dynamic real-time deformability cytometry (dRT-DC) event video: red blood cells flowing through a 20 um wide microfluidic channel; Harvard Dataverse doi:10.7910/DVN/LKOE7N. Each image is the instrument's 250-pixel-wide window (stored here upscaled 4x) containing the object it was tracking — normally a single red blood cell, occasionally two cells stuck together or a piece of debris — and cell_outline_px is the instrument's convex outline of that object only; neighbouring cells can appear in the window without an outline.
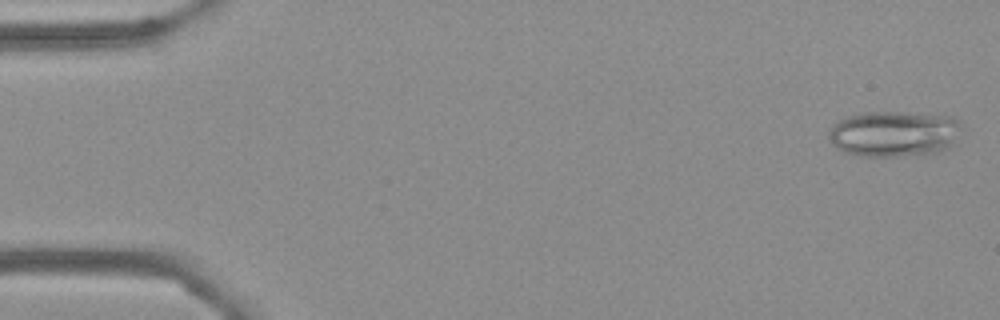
{"species": "Egyptian fruit bat (a non-hibernating species)", "species_latin": "Rousettus aegyptiacus", "temperature_condition": "cold", "stored_images_in_passage": 43, "camera_frame_rate_fps": 3000, "um_per_image_px": 0.085, "frame": {"image": 1, "passage_image": 2, "time_ms": 0.333, "image_size_px": [1000, 320], "cell_outline_px": [[968, 128], [948, 148], [924, 156], [864, 156], [844, 152], [832, 144], [828, 140], [828, 128], [840, 120], [848, 116], [860, 112], [904, 112], [956, 116]], "centroid_in_image_um": [76.1, 11.36], "position_along_channel_um": 8.9, "area_um2": 36.65}}
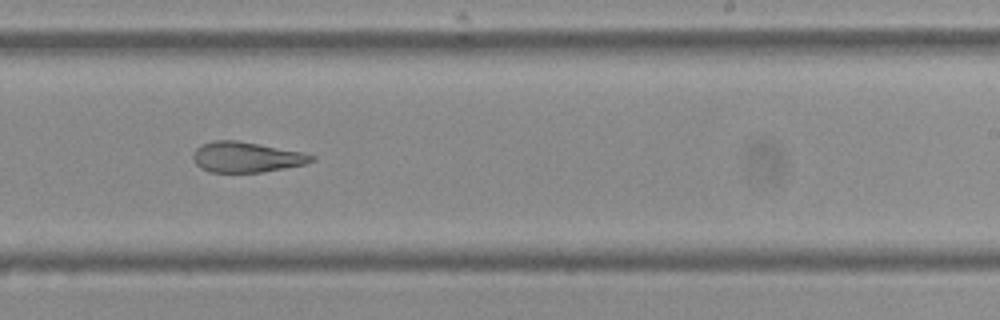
{"frame": {"image": 2, "passage_image": 22, "time_ms": 7.0, "image_size_px": [1000, 320], "cell_outline_px": [[316, 160], [304, 164], [260, 172], [208, 172], [200, 168], [196, 164], [192, 156], [192, 152], [200, 144], [212, 140], [236, 140], [260, 144], [304, 152], [316, 156]], "centroid_in_image_um": [20.91, 13.34], "position_along_channel_um": 268.1, "area_um2": 21.15}}
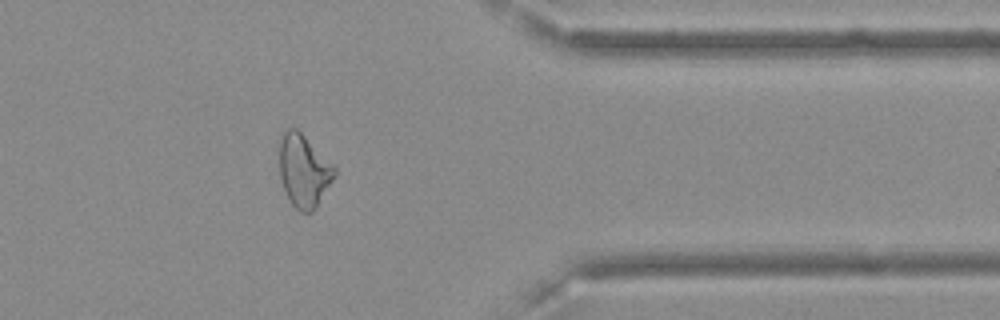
{"frame": {"image": 3, "passage_image": 33, "time_ms": 10.667, "image_size_px": [1000, 320], "cell_outline_px": [[336, 172], [332, 180], [312, 212], [300, 212], [292, 204], [284, 188], [280, 176], [276, 148], [276, 144], [280, 136], [288, 128], [296, 128], [336, 168]], "centroid_in_image_um": [25.74, 14.46], "position_along_channel_um": 385.7, "area_um2": 23.24}, "authors_computed_cell_mechanics": {"area_um2": 23.1778, "velocity_mm_per_s": 3.6242, "shape_relaxation_time_tau1_ms": null, "shape_relaxation_time_tau2_ms": 3.299, "deformation_change_tau1": null, "deformation_change_tau2": 0.132}}